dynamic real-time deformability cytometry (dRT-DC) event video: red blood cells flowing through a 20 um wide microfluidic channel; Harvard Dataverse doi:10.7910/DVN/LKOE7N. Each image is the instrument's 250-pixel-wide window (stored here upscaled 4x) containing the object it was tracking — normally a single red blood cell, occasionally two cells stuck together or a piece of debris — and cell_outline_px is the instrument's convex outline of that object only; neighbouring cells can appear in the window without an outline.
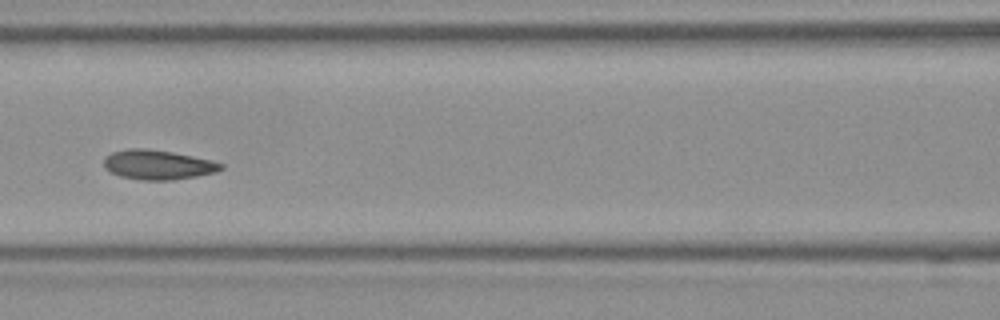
{"species": "Egyptian fruit bat (a non-hibernating species)", "species_latin": "Rousettus aegyptiacus", "temperature_condition": "room temperature", "stored_images_in_passage": 10, "camera_frame_rate_fps": 3000, "um_per_image_px": 0.085, "frame": {"image": 1, "passage_image": 7, "time_ms": 2.0, "image_size_px": [1000, 320], "cell_outline_px": [[224, 168], [216, 172], [196, 176], [172, 180], [140, 180], [120, 176], [104, 168], [104, 156], [112, 152], [128, 148], [148, 148], [172, 152], [212, 160], [224, 164]], "centroid_in_image_um": [13.41, 14.0], "position_along_channel_um": 153.2, "area_um2": 20.29}}
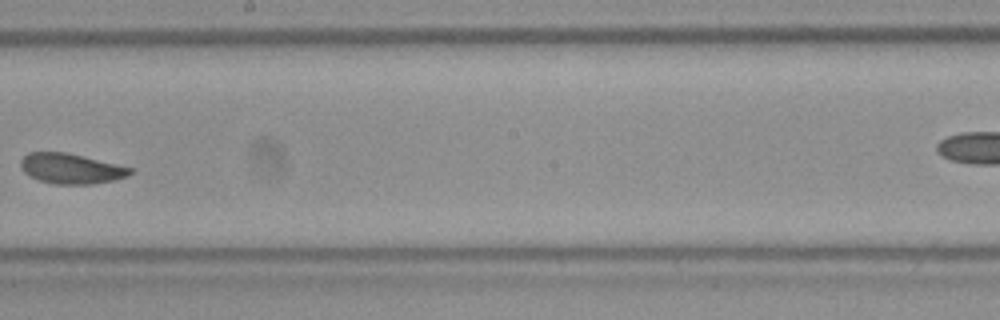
{"frame": {"image": 2, "passage_image": 9, "time_ms": 2.667, "image_size_px": [1000, 320], "cell_outline_px": [[132, 172], [128, 176], [116, 180], [92, 184], [52, 184], [40, 180], [24, 172], [20, 168], [20, 160], [28, 152], [64, 152], [116, 164], [132, 168]], "centroid_in_image_um": [6.02, 14.34], "position_along_channel_um": 242.2, "area_um2": 19.13}}